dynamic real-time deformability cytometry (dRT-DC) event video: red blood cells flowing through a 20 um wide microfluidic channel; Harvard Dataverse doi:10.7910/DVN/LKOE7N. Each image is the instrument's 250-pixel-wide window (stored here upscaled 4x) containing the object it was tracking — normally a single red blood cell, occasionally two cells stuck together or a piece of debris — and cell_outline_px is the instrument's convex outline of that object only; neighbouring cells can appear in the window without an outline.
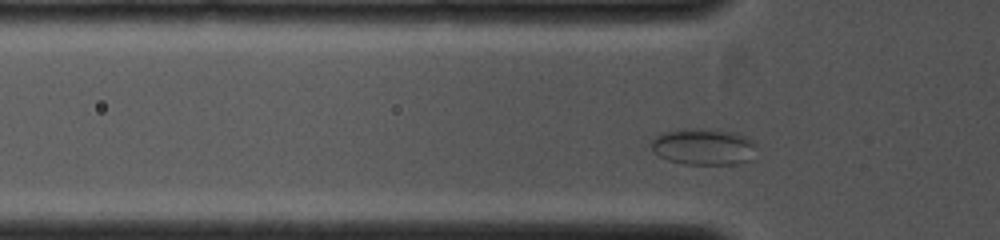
{"species": "common noctule bat (a hibernating species)", "species_latin": "Nyctalus noctula", "temperature_condition": "cold", "stored_images_in_passage": 3, "camera_frame_rate_fps": 4000, "um_per_image_px": 0.085, "animal": {"sex": "female", "body_mass_g": 19.0, "forearm_length_mm": 53.3}, "frame": {"image": 1, "passage_image": 3, "time_ms": 2.25, "image_size_px": [1000, 240], "cell_outline_px": [[756, 144], [748, 160], [744, 164], [684, 164], [668, 160], [652, 152], [648, 144], [656, 136], [664, 132], [684, 128], [692, 128], [728, 132], [744, 136], [752, 140]], "centroid_in_image_um": [59.72, 12.48], "position_along_channel_um": 66.1, "area_um2": 22.2}}